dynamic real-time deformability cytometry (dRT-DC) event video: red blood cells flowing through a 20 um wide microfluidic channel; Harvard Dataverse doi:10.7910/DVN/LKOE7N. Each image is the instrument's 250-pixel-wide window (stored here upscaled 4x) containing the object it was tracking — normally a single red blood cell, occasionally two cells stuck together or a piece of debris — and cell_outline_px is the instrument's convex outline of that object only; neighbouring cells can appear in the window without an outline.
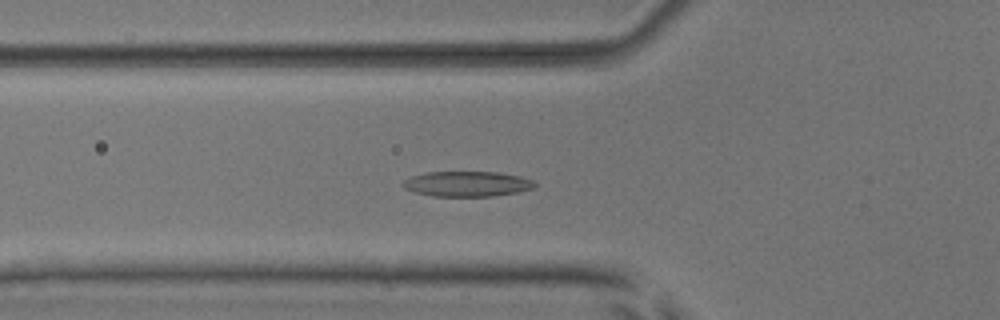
{"species": "common noctule bat (a hibernating species)", "species_latin": "Nyctalus noctula", "temperature_condition": "room temperature", "stored_images_in_passage": 54, "camera_frame_rate_fps": 3000, "um_per_image_px": 0.085, "animal": {"sex": "male", "body_mass_g": 17.9, "forearm_length_mm": 54.2}, "frame": {"image": 1, "passage_image": 20, "time_ms": 6.333, "image_size_px": [1000, 320], "cell_outline_px": [[536, 184], [532, 188], [516, 192], [492, 196], [432, 196], [416, 192], [404, 188], [400, 184], [404, 180], [412, 176], [424, 172], [500, 172], [520, 176], [532, 180]], "centroid_in_image_um": [39.67, 15.62], "position_along_channel_um": 86.1, "area_um2": 19.31}}
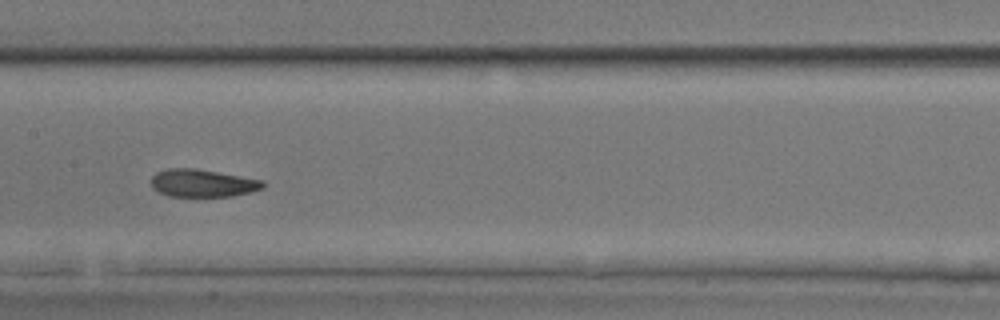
{"frame": {"image": 2, "passage_image": 28, "time_ms": 9.0, "image_size_px": [1000, 320], "cell_outline_px": [[264, 188], [232, 196], [168, 196], [152, 188], [152, 176], [156, 172], [168, 168], [196, 168], [264, 180]], "centroid_in_image_um": [17.21, 15.55], "position_along_channel_um": 190.2, "area_um2": 17.98}}
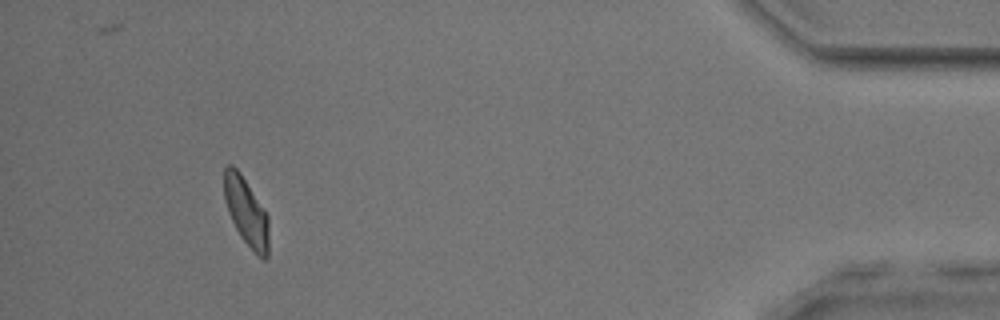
{"frame": {"image": 3, "passage_image": 50, "time_ms": 16.333, "image_size_px": [1000, 320], "cell_outline_px": [[268, 256], [264, 260], [256, 256], [240, 236], [228, 212], [224, 200], [224, 168], [228, 164], [232, 164], [240, 172], [264, 208], [268, 216]], "centroid_in_image_um": [20.93, 18.01], "position_along_channel_um": 414.3, "area_um2": 17.86}, "authors_computed_cell_mechanics": {"area_um2": 18.4671, "velocity_mm_per_s": 3.9073, "shape_relaxation_time_tau1_ms": 3.8676, "shape_relaxation_time_tau2_ms": 3.1373, "deformation_change_tau1": 0.1285, "deformation_change_tau2": 0.1079}}